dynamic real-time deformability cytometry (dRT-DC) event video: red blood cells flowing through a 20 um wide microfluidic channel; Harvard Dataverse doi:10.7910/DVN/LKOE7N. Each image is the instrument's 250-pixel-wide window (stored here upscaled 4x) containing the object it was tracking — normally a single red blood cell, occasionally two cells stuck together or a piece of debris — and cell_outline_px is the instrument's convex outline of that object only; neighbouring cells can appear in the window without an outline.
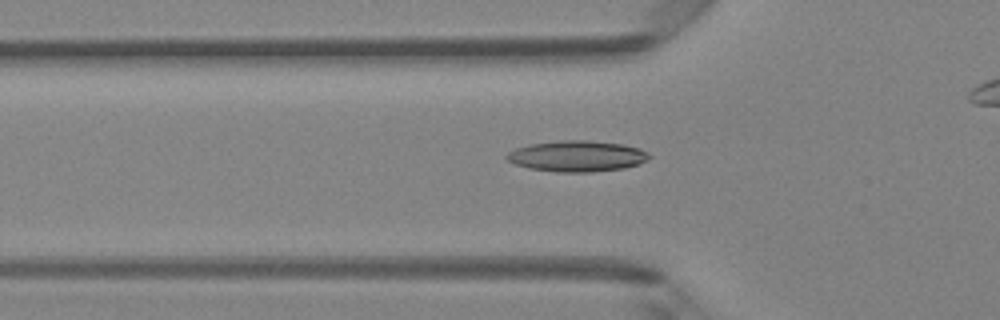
{"species": "Egyptian fruit bat (a non-hibernating species)", "species_latin": "Rousettus aegyptiacus", "temperature_condition": "room temperature", "stored_images_in_passage": 41, "camera_frame_rate_fps": 3000, "um_per_image_px": 0.085, "animal": {"sex": "female"}, "frame": {"image": 1, "passage_image": 17, "time_ms": 5.333, "image_size_px": [1000, 320], "cell_outline_px": [[652, 156], [648, 160], [640, 164], [624, 168], [592, 172], [556, 172], [528, 168], [516, 164], [508, 160], [504, 156], [508, 152], [516, 148], [532, 144], [560, 140], [588, 140], [624, 144], [640, 148], [648, 152]], "centroid_in_image_um": [49.09, 13.27], "position_along_channel_um": 76.7, "area_um2": 25.89}}
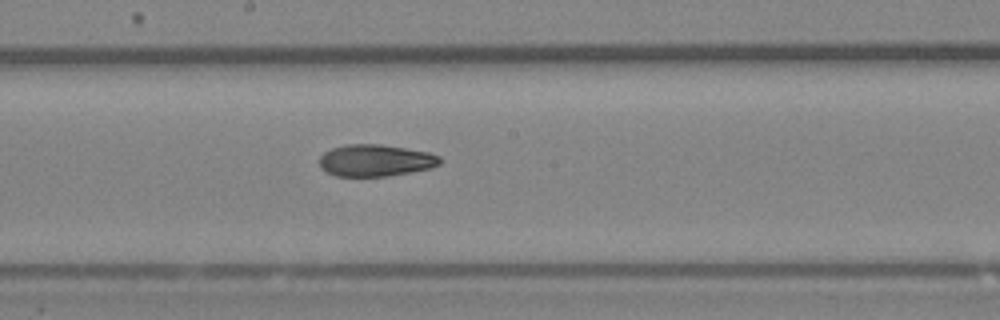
{"frame": {"image": 2, "passage_image": 27, "time_ms": 8.667, "image_size_px": [1000, 320], "cell_outline_px": [[440, 164], [432, 168], [388, 176], [336, 176], [320, 168], [320, 156], [324, 152], [332, 148], [348, 144], [380, 144], [428, 152], [440, 156]], "centroid_in_image_um": [31.91, 13.64], "position_along_channel_um": 216.3, "area_um2": 22.31}}
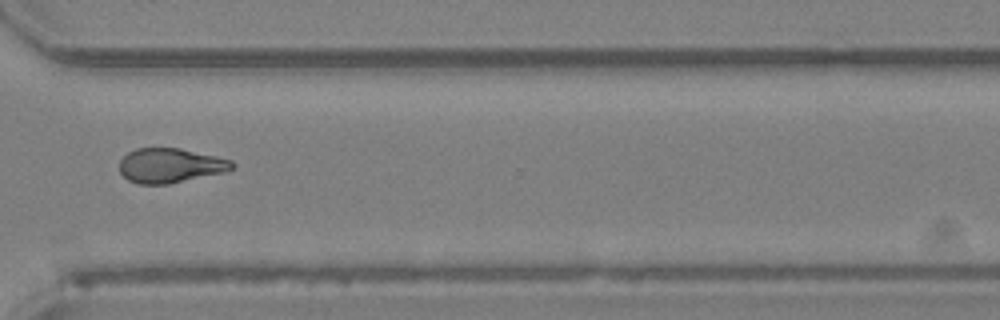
{"frame": {"image": 3, "passage_image": 37, "time_ms": 12.0, "image_size_px": [1000, 320], "cell_outline_px": [[236, 164], [232, 168], [224, 172], [168, 184], [136, 184], [128, 180], [120, 172], [120, 160], [128, 152], [136, 148], [180, 148], [216, 156], [232, 160]], "centroid_in_image_um": [14.46, 14.06], "position_along_channel_um": 356.1, "area_um2": 22.66}}